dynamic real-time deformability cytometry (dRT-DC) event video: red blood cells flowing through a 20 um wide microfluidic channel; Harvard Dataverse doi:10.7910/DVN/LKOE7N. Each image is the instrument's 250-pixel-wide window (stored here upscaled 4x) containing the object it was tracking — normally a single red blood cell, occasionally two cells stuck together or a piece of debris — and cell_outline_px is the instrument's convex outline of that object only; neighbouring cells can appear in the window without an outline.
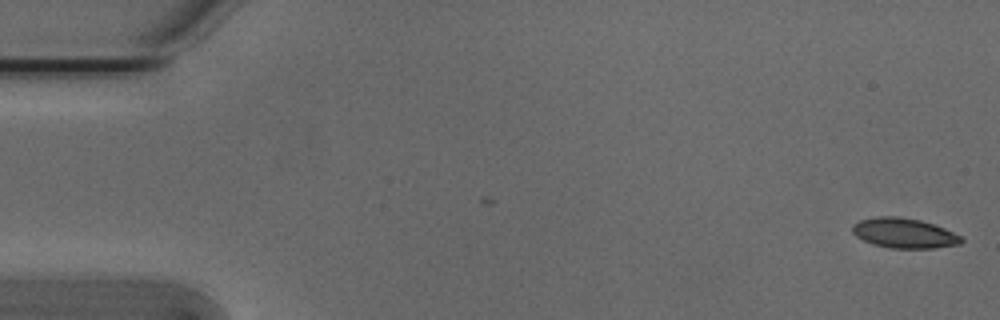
{"species": "Egyptian fruit bat (a non-hibernating species)", "species_latin": "Rousettus aegyptiacus", "temperature_condition": "cold", "stored_images_in_passage": 49, "camera_frame_rate_fps": 3000, "um_per_image_px": 0.085, "animal": {"sex": "male"}, "frame": {"image": 1, "passage_image": 1, "time_ms": 0.0, "image_size_px": [1000, 320], "cell_outline_px": [[964, 240], [960, 244], [932, 248], [888, 248], [872, 244], [856, 236], [852, 232], [852, 224], [860, 220], [876, 216], [900, 216], [920, 220], [944, 228], [964, 236]], "centroid_in_image_um": [76.85, 19.81], "position_along_channel_um": 8.1, "area_um2": 19.19}}
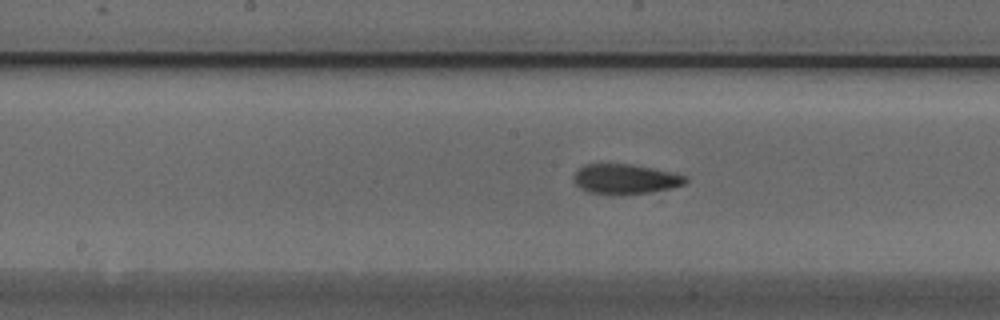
{"frame": {"image": 2, "passage_image": 27, "time_ms": 8.667, "image_size_px": [1000, 320], "cell_outline_px": [[688, 180], [684, 184], [672, 188], [648, 192], [620, 196], [588, 192], [580, 188], [572, 180], [572, 176], [584, 164], [628, 164], [652, 168], [684, 176]], "centroid_in_image_um": [53.08, 15.24], "position_along_channel_um": 195.1, "area_um2": 19.48}}
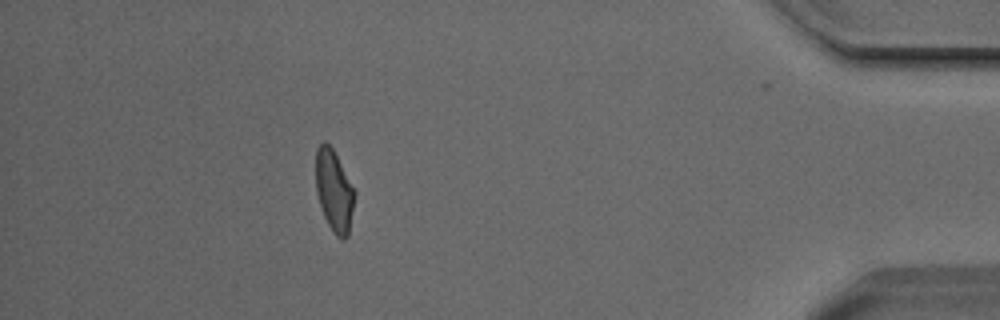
{"frame": {"image": 3, "passage_image": 48, "time_ms": 15.667, "image_size_px": [1000, 320], "cell_outline_px": [[356, 196], [348, 236], [344, 240], [336, 236], [328, 224], [324, 216], [316, 192], [316, 148], [324, 140], [332, 148], [356, 192]], "centroid_in_image_um": [28.41, 16.24], "position_along_channel_um": 406.8, "area_um2": 18.44}}